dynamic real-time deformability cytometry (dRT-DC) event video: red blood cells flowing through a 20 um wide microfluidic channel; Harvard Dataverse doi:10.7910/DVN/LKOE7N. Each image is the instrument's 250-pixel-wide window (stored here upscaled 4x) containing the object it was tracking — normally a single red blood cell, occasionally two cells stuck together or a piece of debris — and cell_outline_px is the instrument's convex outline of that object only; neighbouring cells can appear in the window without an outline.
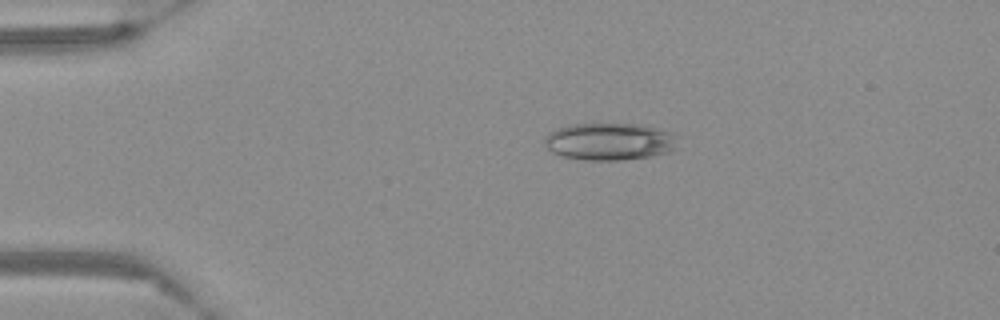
{"species": "Egyptian fruit bat (a non-hibernating species)", "species_latin": "Rousettus aegyptiacus", "temperature_condition": "warm", "stored_images_in_passage": 47, "camera_frame_rate_fps": 3000, "um_per_image_px": 0.085, "frame": {"image": 1, "passage_image": 2, "time_ms": 0.333, "image_size_px": [1000, 320], "cell_outline_px": [[680, 148], [668, 152], [652, 156], [620, 160], [584, 160], [564, 156], [552, 152], [544, 148], [544, 136], [556, 128], [572, 124], [644, 124], [672, 132]], "centroid_in_image_um": [51.82, 12.03], "position_along_channel_um": 33.2, "area_um2": 29.3}}
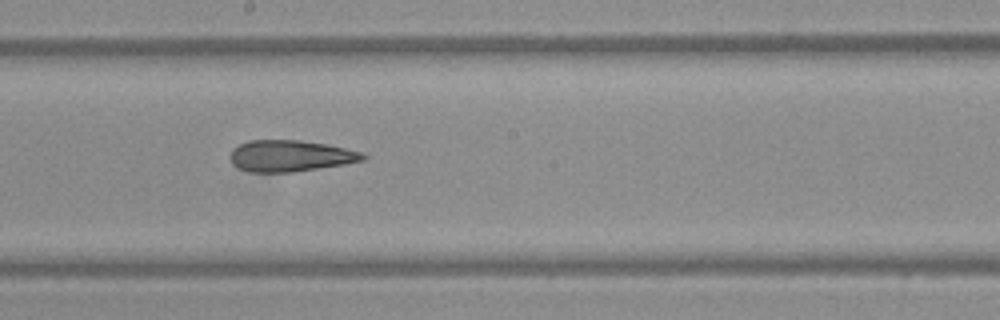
{"frame": {"image": 2, "passage_image": 22, "time_ms": 7.0, "image_size_px": [1000, 320], "cell_outline_px": [[368, 156], [364, 160], [344, 164], [292, 172], [248, 172], [232, 164], [232, 148], [240, 144], [252, 140], [300, 140], [324, 144], [344, 148], [360, 152]], "centroid_in_image_um": [24.67, 13.25], "position_along_channel_um": 223.5, "area_um2": 23.93}}
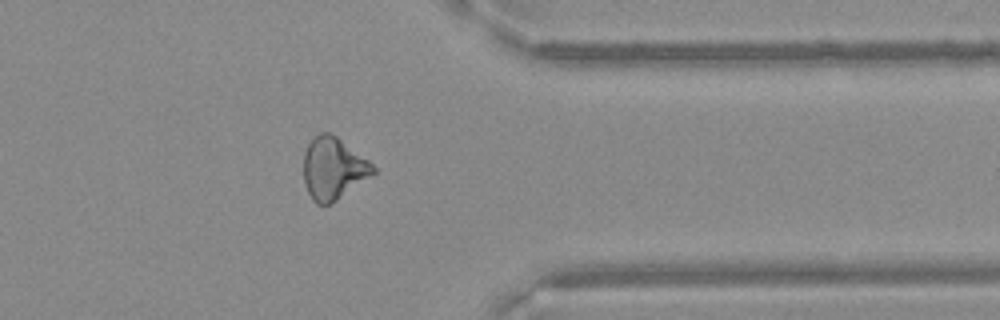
{"frame": {"image": 3, "passage_image": 36, "time_ms": 11.667, "image_size_px": [1000, 320], "cell_outline_px": [[376, 172], [372, 176], [336, 200], [328, 204], [316, 204], [312, 200], [304, 184], [304, 152], [308, 144], [320, 132], [328, 132], [336, 136], [368, 160], [376, 168]], "centroid_in_image_um": [28.32, 14.33], "position_along_channel_um": 383.1, "area_um2": 24.91}}